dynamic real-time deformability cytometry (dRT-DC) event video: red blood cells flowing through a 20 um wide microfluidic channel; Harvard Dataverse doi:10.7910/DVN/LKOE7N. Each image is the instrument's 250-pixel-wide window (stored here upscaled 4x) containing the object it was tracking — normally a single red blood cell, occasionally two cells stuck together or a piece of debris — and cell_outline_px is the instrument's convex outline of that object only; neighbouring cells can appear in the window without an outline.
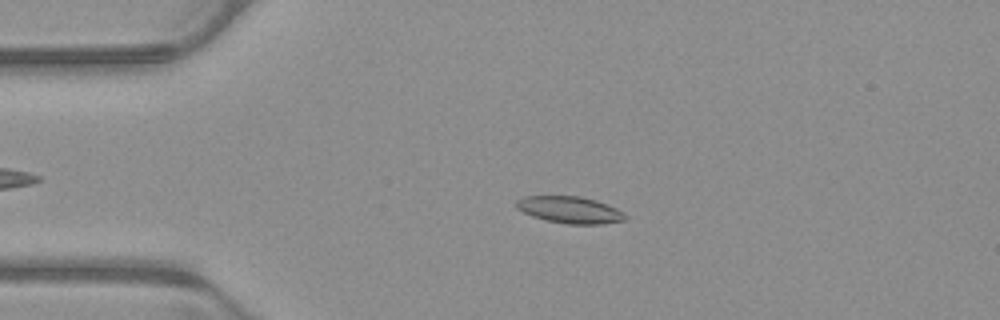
{"species": "common noctule bat (a hibernating species)", "species_latin": "Nyctalus noctula", "temperature_condition": "warm", "stored_images_in_passage": 52, "camera_frame_rate_fps": 3000, "um_per_image_px": 0.085, "animal": {"sex": "male", "body_mass_g": 23.1, "forearm_length_mm": 52.7}, "frame": {"image": 1, "passage_image": 11, "time_ms": 3.333, "image_size_px": [1000, 320], "cell_outline_px": [[628, 220], [604, 224], [568, 224], [548, 220], [532, 216], [516, 208], [516, 200], [524, 196], [580, 196], [596, 200], [616, 208], [624, 212], [628, 216]], "centroid_in_image_um": [48.48, 17.84], "position_along_channel_um": 36.5, "area_um2": 17.11}}
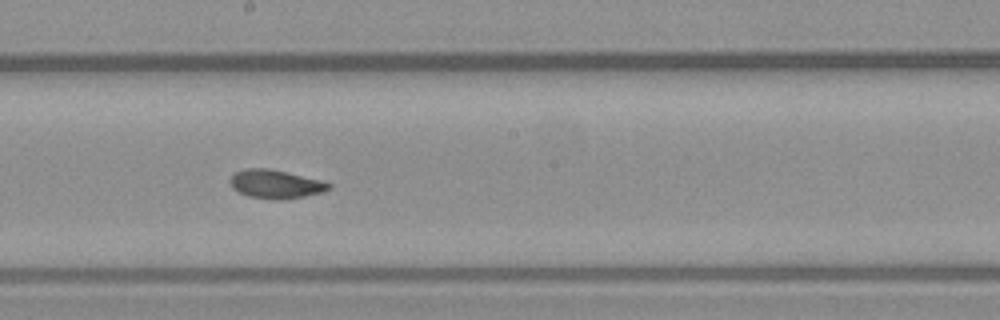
{"frame": {"image": 2, "passage_image": 28, "time_ms": 9.0, "image_size_px": [1000, 320], "cell_outline_px": [[332, 188], [324, 192], [288, 200], [276, 200], [248, 196], [232, 188], [232, 176], [236, 172], [248, 168], [268, 168], [324, 180], [332, 184]], "centroid_in_image_um": [23.53, 15.66], "position_along_channel_um": 224.7, "area_um2": 16.59}}
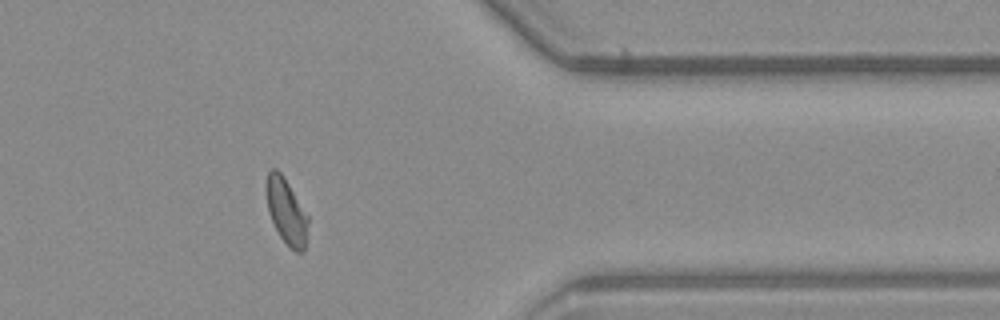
{"frame": {"image": 3, "passage_image": 42, "time_ms": 13.667, "image_size_px": [1000, 320], "cell_outline_px": [[308, 224], [304, 252], [296, 252], [280, 236], [268, 212], [264, 188], [268, 172], [272, 168], [276, 168], [284, 176], [308, 216]], "centroid_in_image_um": [24.31, 17.91], "position_along_channel_um": 387.1, "area_um2": 15.95}, "authors_computed_cell_mechanics": {"area_um2": 16.5597, "velocity_mm_per_s": 3.8952, "shape_relaxation_time_tau1_ms": 4.9206, "shape_relaxation_time_tau2_ms": 2.4522, "deformation_change_tau1": 0.1439, "deformation_change_tau2": 0.0703}}